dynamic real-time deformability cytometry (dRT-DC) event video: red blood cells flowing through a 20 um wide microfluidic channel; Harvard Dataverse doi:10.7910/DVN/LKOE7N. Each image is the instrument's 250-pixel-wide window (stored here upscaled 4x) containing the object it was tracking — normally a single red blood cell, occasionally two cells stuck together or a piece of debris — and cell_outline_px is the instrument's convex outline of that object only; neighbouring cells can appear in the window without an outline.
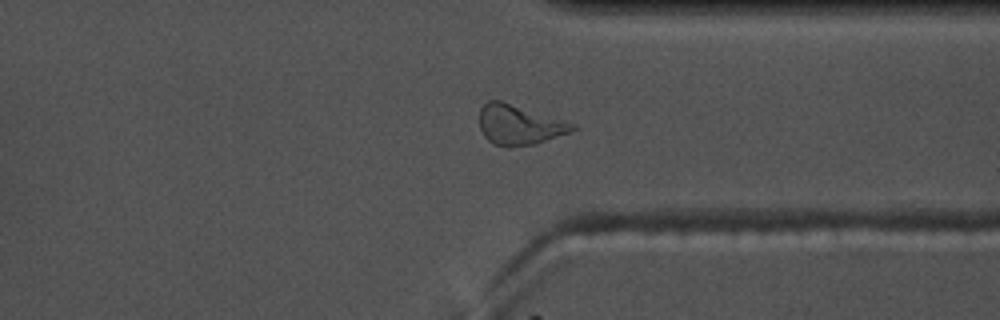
{"species": "common noctule bat (a hibernating species)", "species_latin": "Nyctalus noctula", "temperature_condition": "warm", "stored_images_in_passage": 38, "camera_frame_rate_fps": 3000, "um_per_image_px": 0.085, "animal": {"sex": "male", "body_mass_g": 17.5, "forearm_length_mm": 52.3}, "frame": {"image": 1, "passage_image": 25, "time_ms": 8.0, "image_size_px": [1000, 320], "cell_outline_px": [[576, 128], [572, 132], [536, 144], [508, 148], [496, 144], [488, 140], [484, 136], [480, 128], [480, 108], [488, 100], [500, 100], [564, 120], [576, 124]], "centroid_in_image_um": [44.15, 10.62], "position_along_channel_um": 367.3, "area_um2": 21.73}}
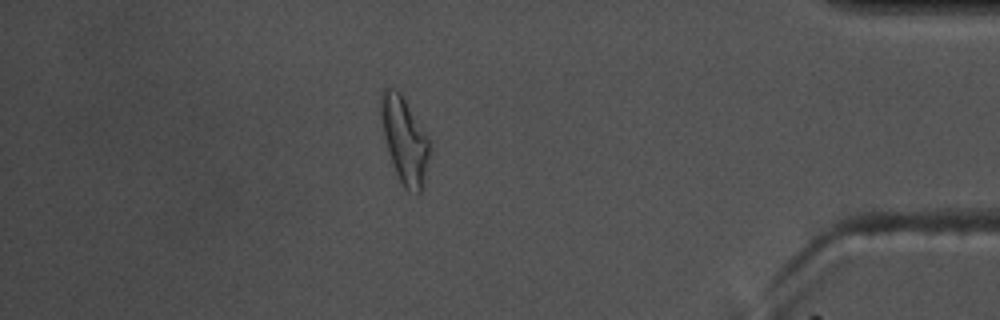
{"frame": {"image": 2, "passage_image": 31, "time_ms": 10.0, "image_size_px": [1000, 320], "cell_outline_px": [[428, 156], [420, 192], [408, 192], [400, 184], [392, 164], [384, 136], [380, 116], [380, 92], [384, 88], [392, 88], [400, 92], [428, 140]], "centroid_in_image_um": [34.31, 11.9], "position_along_channel_um": 400.9, "area_um2": 23.58}}